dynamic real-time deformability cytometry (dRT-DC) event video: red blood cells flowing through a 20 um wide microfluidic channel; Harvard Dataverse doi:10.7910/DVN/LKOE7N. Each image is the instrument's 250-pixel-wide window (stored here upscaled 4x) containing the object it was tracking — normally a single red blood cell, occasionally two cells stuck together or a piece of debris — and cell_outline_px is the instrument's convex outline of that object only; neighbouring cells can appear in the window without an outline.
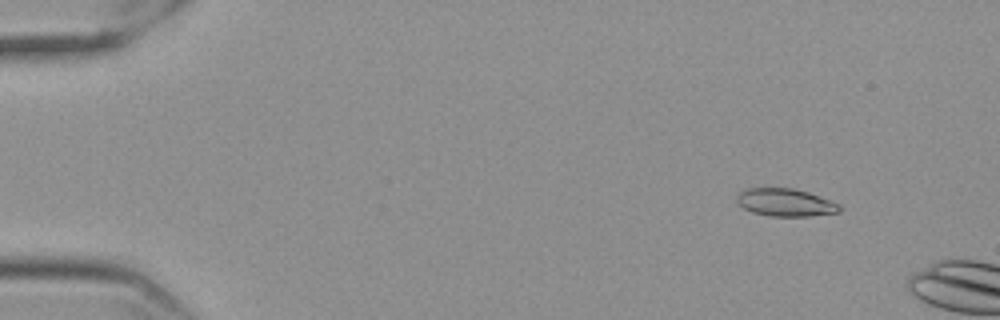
{"species": "Egyptian fruit bat (a non-hibernating species)", "species_latin": "Rousettus aegyptiacus", "temperature_condition": "cold", "stored_images_in_passage": 16, "camera_frame_rate_fps": 3000, "um_per_image_px": 0.085, "frame": {"image": 1, "passage_image": 7, "time_ms": 2.0, "image_size_px": [1000, 320], "cell_outline_px": [[840, 212], [808, 216], [768, 216], [752, 212], [736, 204], [736, 196], [744, 188], [792, 188], [808, 192], [840, 204]], "centroid_in_image_um": [66.71, 17.21], "position_along_channel_um": 18.3, "area_um2": 16.65}}